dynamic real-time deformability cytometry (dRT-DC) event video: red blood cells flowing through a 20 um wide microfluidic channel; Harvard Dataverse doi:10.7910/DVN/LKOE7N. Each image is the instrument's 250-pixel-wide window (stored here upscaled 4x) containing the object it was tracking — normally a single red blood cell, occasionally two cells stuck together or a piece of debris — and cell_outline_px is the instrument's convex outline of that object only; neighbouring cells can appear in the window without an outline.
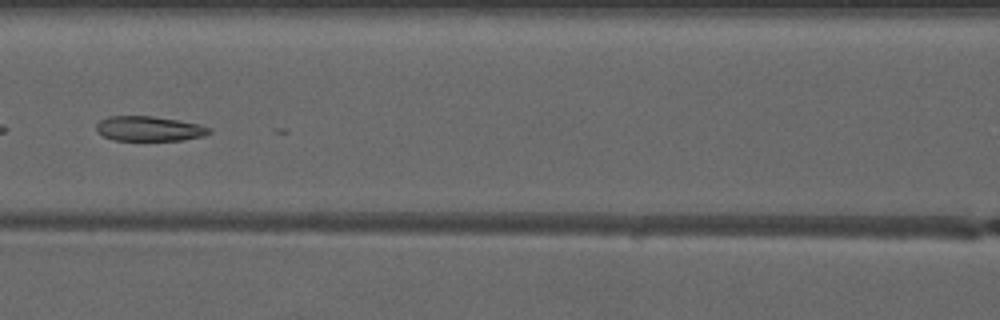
{"species": "common noctule bat (a hibernating species)", "species_latin": "Nyctalus noctula", "temperature_condition": "warm", "stored_images_in_passage": 7, "camera_frame_rate_fps": 3000, "um_per_image_px": 0.085, "animal": {"sex": "male", "forearm_length_mm": 52.5}, "frame": {"image": 1, "passage_image": 7, "time_ms": 7.0, "image_size_px": [1000, 320], "cell_outline_px": [[212, 132], [204, 136], [184, 140], [112, 140], [104, 136], [96, 128], [96, 124], [100, 120], [108, 116], [152, 116], [180, 120], [200, 124], [212, 128]], "centroid_in_image_um": [12.73, 10.93], "position_along_channel_um": 153.9, "area_um2": 16.47}}